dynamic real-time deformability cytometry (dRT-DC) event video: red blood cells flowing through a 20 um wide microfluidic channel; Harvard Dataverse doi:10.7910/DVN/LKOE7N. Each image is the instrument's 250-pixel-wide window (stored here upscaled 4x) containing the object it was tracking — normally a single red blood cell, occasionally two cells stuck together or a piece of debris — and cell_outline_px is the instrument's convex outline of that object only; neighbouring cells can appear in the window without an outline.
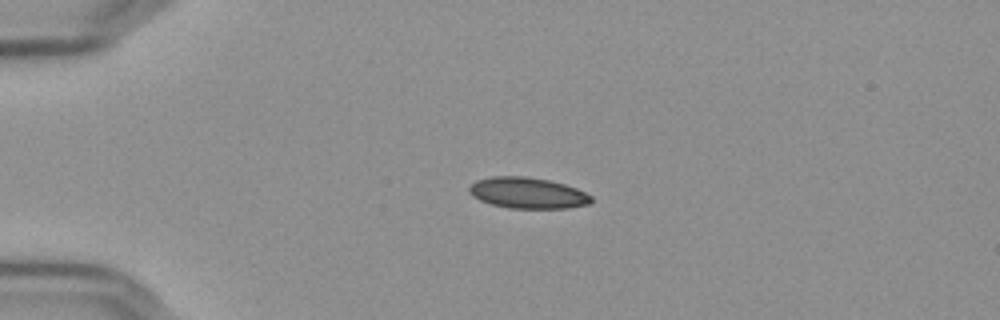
{"species": "Egyptian fruit bat (a non-hibernating species)", "species_latin": "Rousettus aegyptiacus", "temperature_condition": "cold", "stored_images_in_passage": 43, "camera_frame_rate_fps": 3000, "um_per_image_px": 0.085, "frame": {"image": 1, "passage_image": 1, "time_ms": 0.0, "image_size_px": [1000, 320], "cell_outline_px": [[592, 200], [588, 204], [568, 208], [508, 208], [492, 204], [480, 200], [472, 196], [468, 192], [468, 188], [476, 180], [492, 176], [524, 176], [548, 180], [564, 184], [576, 188], [592, 196]], "centroid_in_image_um": [44.82, 16.4], "position_along_channel_um": 40.2, "area_um2": 22.02}}
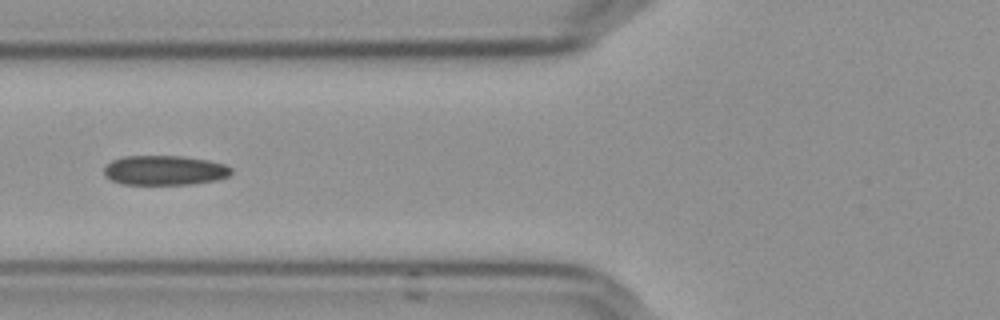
{"frame": {"image": 2, "passage_image": 10, "time_ms": 3.0, "image_size_px": [1000, 320], "cell_outline_px": [[232, 172], [228, 176], [216, 180], [192, 184], [120, 184], [104, 176], [104, 168], [112, 160], [124, 156], [180, 156], [208, 160], [224, 164], [232, 168]], "centroid_in_image_um": [13.98, 14.48], "position_along_channel_um": 111.8, "area_um2": 21.96}}
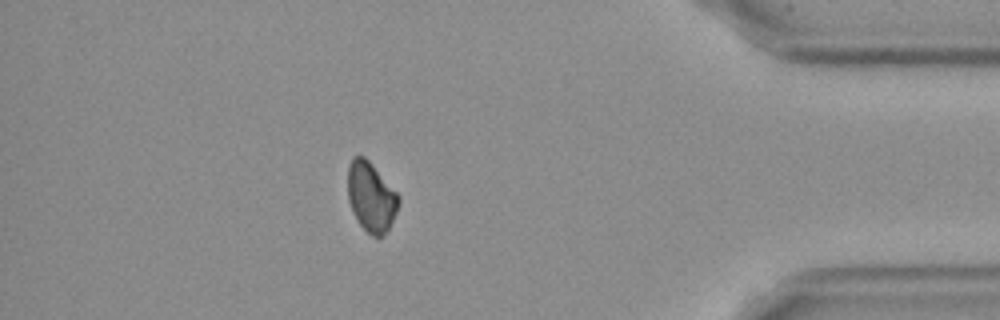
{"frame": {"image": 3, "passage_image": 37, "time_ms": 12.0, "image_size_px": [1000, 320], "cell_outline_px": [[400, 200], [396, 212], [388, 228], [380, 236], [372, 236], [360, 224], [352, 212], [348, 200], [348, 168], [352, 156], [364, 156], [372, 164], [400, 196]], "centroid_in_image_um": [31.52, 16.71], "position_along_channel_um": 403.7, "area_um2": 20.35}}